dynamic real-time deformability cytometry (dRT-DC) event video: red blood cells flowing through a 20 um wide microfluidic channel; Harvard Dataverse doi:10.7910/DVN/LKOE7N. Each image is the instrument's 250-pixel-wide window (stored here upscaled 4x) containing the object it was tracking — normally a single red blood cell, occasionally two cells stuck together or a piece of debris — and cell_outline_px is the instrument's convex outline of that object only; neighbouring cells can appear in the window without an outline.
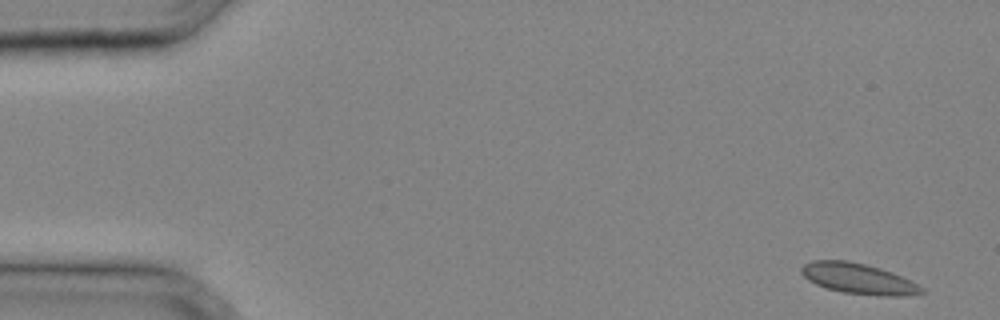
{"species": "common noctule bat (a hibernating species)", "species_latin": "Nyctalus noctula", "temperature_condition": "cold", "stored_images_in_passage": 32, "camera_frame_rate_fps": 3000, "um_per_image_px": 0.085, "animal": {"sex": "male", "body_mass_g": 20.4}, "frame": {"image": 1, "passage_image": 1, "time_ms": 0.0, "image_size_px": [1000, 320], "cell_outline_px": [[924, 292], [900, 296], [876, 296], [844, 292], [828, 288], [816, 284], [808, 280], [800, 272], [800, 268], [804, 264], [812, 260], [848, 260], [880, 268], [892, 272], [924, 288]], "centroid_in_image_um": [72.92, 23.68], "position_along_channel_um": 12.1, "area_um2": 21.21}}
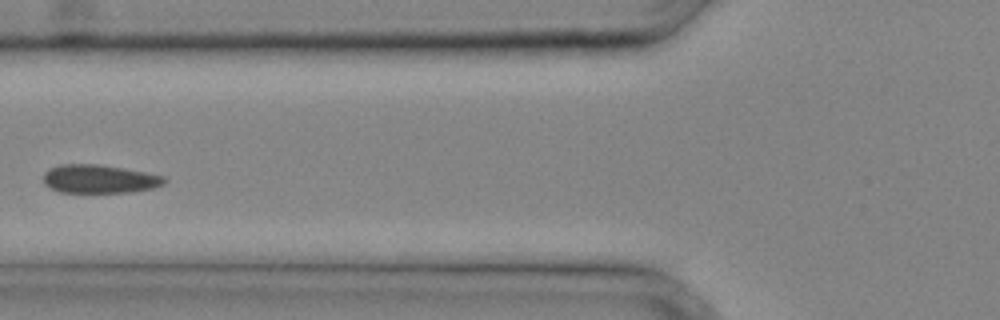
{"frame": {"image": 2, "passage_image": 13, "time_ms": 4.0, "image_size_px": [1000, 320], "cell_outline_px": [[168, 180], [164, 184], [152, 188], [128, 192], [60, 192], [44, 184], [44, 172], [48, 168], [60, 164], [96, 164], [124, 168], [164, 176]], "centroid_in_image_um": [8.43, 15.2], "position_along_channel_um": 117.4, "area_um2": 20.0}}
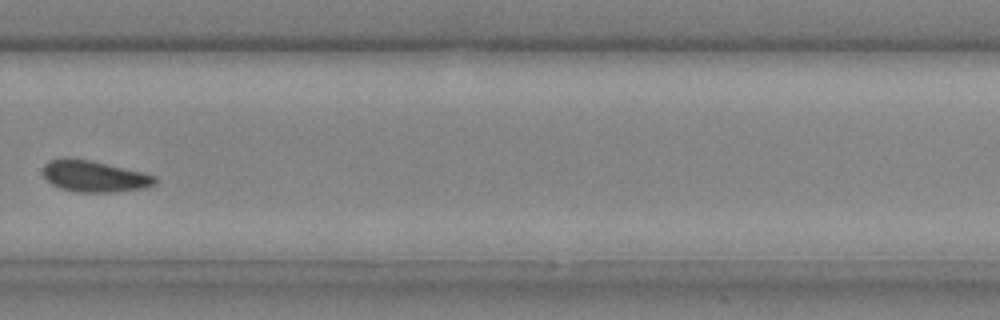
{"frame": {"image": 3, "passage_image": 24, "time_ms": 7.667, "image_size_px": [1000, 320], "cell_outline_px": [[156, 184], [148, 188], [116, 192], [76, 192], [60, 188], [52, 184], [44, 176], [44, 164], [48, 160], [92, 160], [144, 172], [156, 176]], "centroid_in_image_um": [8.11, 15.01], "position_along_channel_um": 321.7, "area_um2": 20.29}}